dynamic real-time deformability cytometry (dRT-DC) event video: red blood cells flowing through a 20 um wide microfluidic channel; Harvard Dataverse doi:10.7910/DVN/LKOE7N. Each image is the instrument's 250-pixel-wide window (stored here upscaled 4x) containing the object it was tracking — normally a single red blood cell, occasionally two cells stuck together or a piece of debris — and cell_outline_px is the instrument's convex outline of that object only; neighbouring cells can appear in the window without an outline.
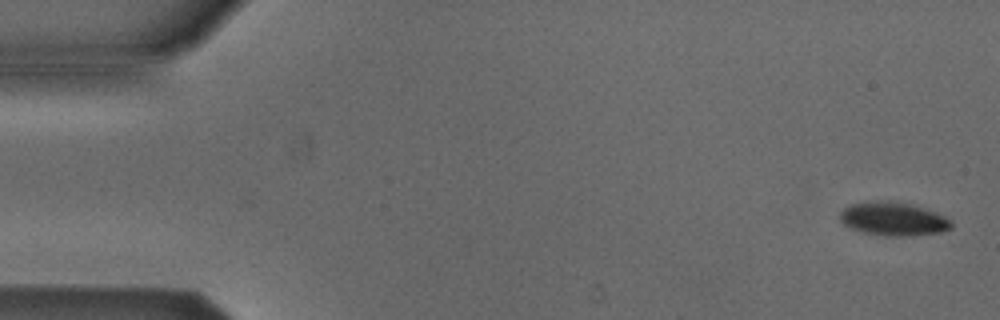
{"species": "Egyptian fruit bat (a non-hibernating species)", "species_latin": "Rousettus aegyptiacus", "temperature_condition": "cold", "stored_images_in_passage": 4, "camera_frame_rate_fps": 3000, "um_per_image_px": 0.085, "animal": {"sex": "male"}, "frame": {"image": 1, "passage_image": 1, "time_ms": 0.0, "image_size_px": [1000, 320], "cell_outline_px": [[952, 228], [940, 232], [912, 236], [884, 236], [864, 232], [848, 228], [840, 220], [840, 212], [844, 208], [852, 204], [888, 200], [908, 204], [944, 216], [952, 220]], "centroid_in_image_um": [75.91, 18.63], "position_along_channel_um": 9.1, "area_um2": 21.44}}